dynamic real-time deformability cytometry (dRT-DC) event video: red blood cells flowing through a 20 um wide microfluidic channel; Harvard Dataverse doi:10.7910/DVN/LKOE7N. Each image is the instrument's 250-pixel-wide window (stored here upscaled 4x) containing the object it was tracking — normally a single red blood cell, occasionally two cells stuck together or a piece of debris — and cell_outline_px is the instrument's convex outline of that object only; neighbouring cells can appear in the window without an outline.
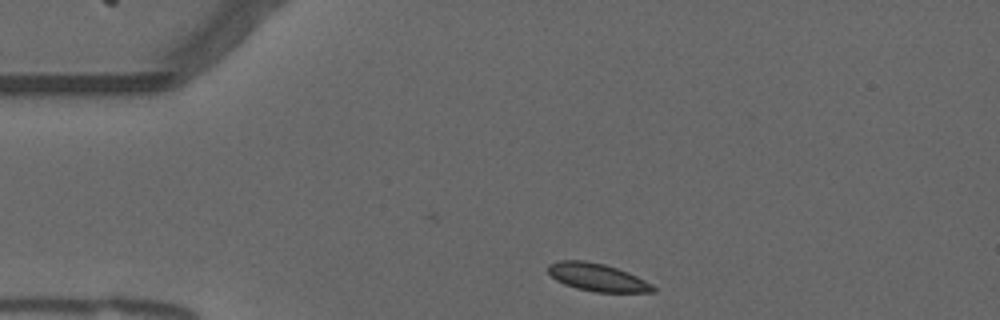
{"species": "common noctule bat (a hibernating species)", "species_latin": "Nyctalus noctula", "temperature_condition": "warm", "stored_images_in_passage": 45, "camera_frame_rate_fps": 3000, "um_per_image_px": 0.085, "animal": {"sex": "male", "forearm_length_mm": 52.5}, "frame": {"image": 1, "passage_image": 1, "time_ms": 0.0, "image_size_px": [1000, 320], "cell_outline_px": [[656, 292], [596, 292], [576, 288], [564, 284], [556, 280], [548, 272], [548, 264], [560, 260], [584, 260], [604, 264], [628, 272], [652, 284], [656, 288]], "centroid_in_image_um": [50.77, 23.57], "position_along_channel_um": 34.2, "area_um2": 16.94}}
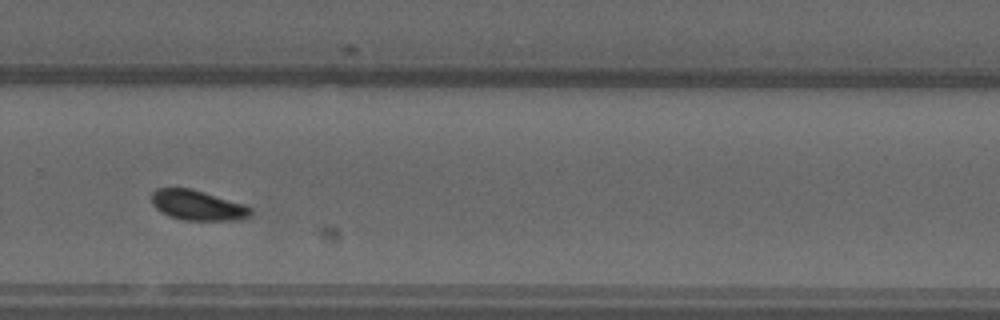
{"frame": {"image": 2, "passage_image": 27, "time_ms": 8.667, "image_size_px": [1000, 320], "cell_outline_px": [[252, 212], [248, 216], [240, 220], [184, 220], [168, 216], [160, 212], [152, 204], [152, 192], [156, 188], [192, 188], [244, 204], [252, 208]], "centroid_in_image_um": [16.78, 17.45], "position_along_channel_um": 313.0, "area_um2": 17.46}}
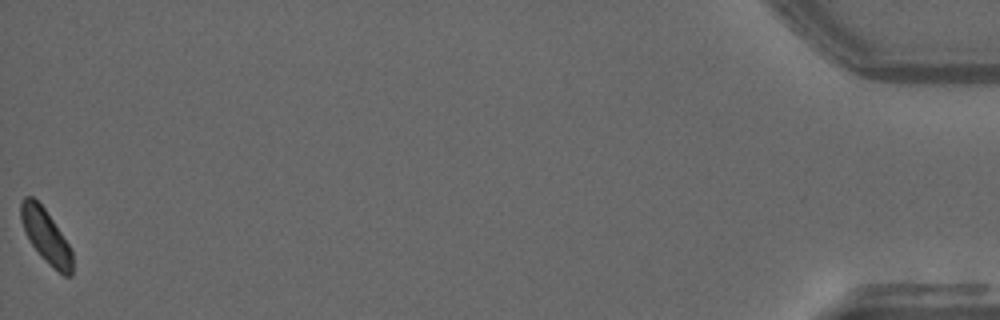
{"frame": {"image": 3, "passage_image": 45, "time_ms": 14.667, "image_size_px": [1000, 320], "cell_outline_px": [[72, 276], [64, 276], [40, 256], [32, 244], [20, 220], [20, 204], [24, 196], [32, 196], [44, 208], [68, 244], [72, 252]], "centroid_in_image_um": [3.89, 20.06], "position_along_channel_um": 431.3, "area_um2": 15.66}, "authors_computed_cell_mechanics": {"area_um2": 17.051, "velocity_mm_per_s": 3.6987, "shape_relaxation_time_tau1_ms": 5.4356, "shape_relaxation_time_tau2_ms": null, "deformation_change_tau1": 0.1004, "deformation_change_tau2": null}}